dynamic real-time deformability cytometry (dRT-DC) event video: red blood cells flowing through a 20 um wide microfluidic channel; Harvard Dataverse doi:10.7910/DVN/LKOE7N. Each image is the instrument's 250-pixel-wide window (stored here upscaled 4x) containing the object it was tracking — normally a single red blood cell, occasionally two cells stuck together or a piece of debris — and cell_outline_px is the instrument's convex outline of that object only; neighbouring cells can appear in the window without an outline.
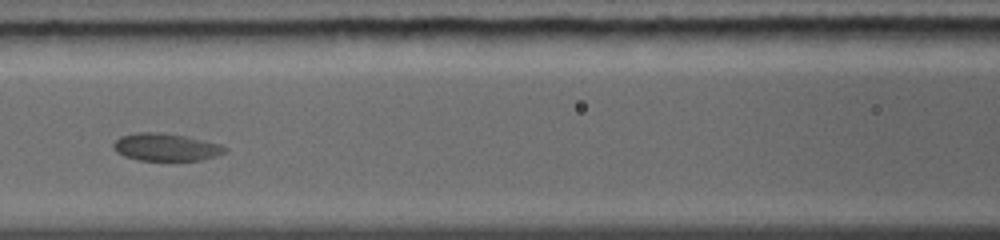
{"species": "common noctule bat (a hibernating species)", "species_latin": "Nyctalus noctula", "temperature_condition": "warm", "stored_images_in_passage": 5, "camera_frame_rate_fps": 5000, "um_per_image_px": 0.085, "animal": {"sex": "female", "body_mass_g": 19.0, "forearm_length_mm": 56.7}, "frame": {"image": 1, "passage_image": 4, "time_ms": 3.0, "image_size_px": [1000, 240], "cell_outline_px": [[228, 152], [216, 156], [200, 160], [140, 160], [124, 156], [116, 152], [112, 148], [112, 144], [120, 136], [136, 132], [160, 132], [188, 136], [224, 144], [228, 148]], "centroid_in_image_um": [14.15, 12.49], "position_along_channel_um": 152.5, "area_um2": 18.26}}
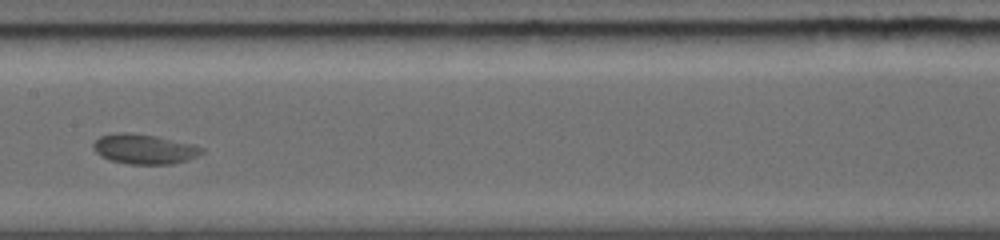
{"frame": {"image": 2, "passage_image": 5, "time_ms": 4.0, "image_size_px": [1000, 240], "cell_outline_px": [[204, 152], [188, 160], [172, 164], [128, 164], [108, 160], [100, 156], [92, 148], [92, 144], [100, 136], [120, 132], [124, 132], [156, 136], [192, 144], [204, 148]], "centroid_in_image_um": [12.24, 12.68], "position_along_channel_um": 195.2, "area_um2": 18.9}}